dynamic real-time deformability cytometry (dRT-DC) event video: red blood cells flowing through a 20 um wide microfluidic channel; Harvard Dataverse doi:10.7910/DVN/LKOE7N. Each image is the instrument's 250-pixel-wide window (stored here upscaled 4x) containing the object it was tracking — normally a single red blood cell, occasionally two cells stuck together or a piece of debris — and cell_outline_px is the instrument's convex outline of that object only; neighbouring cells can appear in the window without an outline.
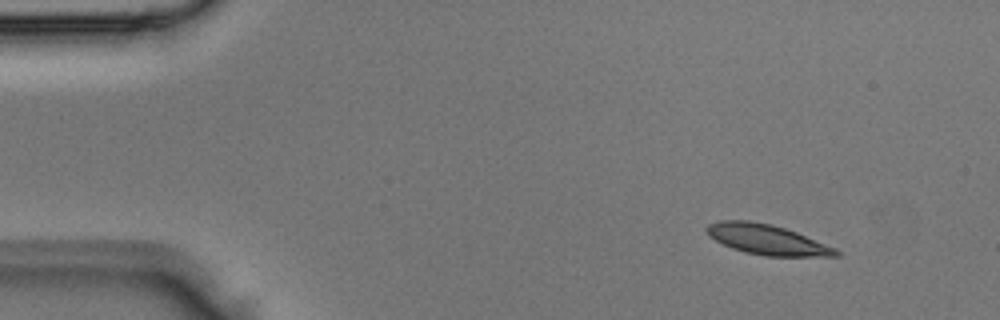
{"species": "Egyptian fruit bat (a non-hibernating species)", "species_latin": "Rousettus aegyptiacus", "temperature_condition": "room temperature", "stored_images_in_passage": 3, "camera_frame_rate_fps": 3000, "um_per_image_px": 0.085, "animal": {"sex": "male"}, "frame": {"image": 1, "passage_image": 1, "time_ms": 0.0, "image_size_px": [1000, 320], "cell_outline_px": [[840, 256], [764, 256], [744, 252], [732, 248], [708, 236], [704, 228], [708, 224], [720, 220], [748, 220], [772, 224], [796, 232], [836, 248], [840, 252]], "centroid_in_image_um": [65.17, 20.36], "position_along_channel_um": 19.8, "area_um2": 22.72}}
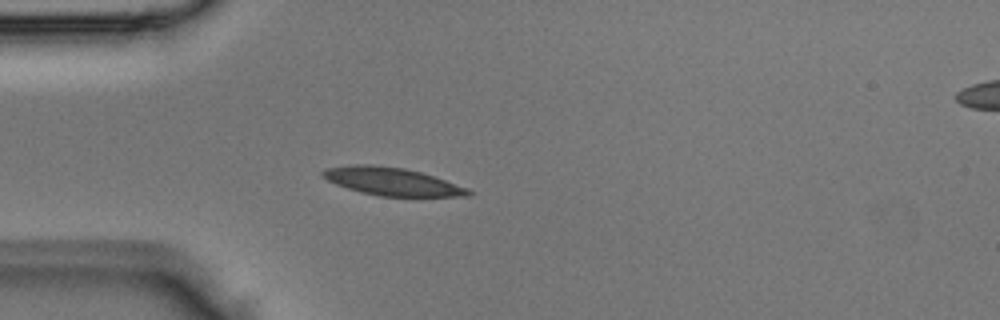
{"frame": {"image": 2, "passage_image": 3, "time_ms": 0.667, "image_size_px": [1000, 320], "cell_outline_px": [[472, 196], [380, 196], [360, 192], [336, 184], [320, 176], [320, 172], [324, 168], [356, 164], [372, 164], [404, 168], [420, 172], [468, 188], [472, 192]], "centroid_in_image_um": [33.27, 15.42], "position_along_channel_um": 51.7, "area_um2": 23.52}}